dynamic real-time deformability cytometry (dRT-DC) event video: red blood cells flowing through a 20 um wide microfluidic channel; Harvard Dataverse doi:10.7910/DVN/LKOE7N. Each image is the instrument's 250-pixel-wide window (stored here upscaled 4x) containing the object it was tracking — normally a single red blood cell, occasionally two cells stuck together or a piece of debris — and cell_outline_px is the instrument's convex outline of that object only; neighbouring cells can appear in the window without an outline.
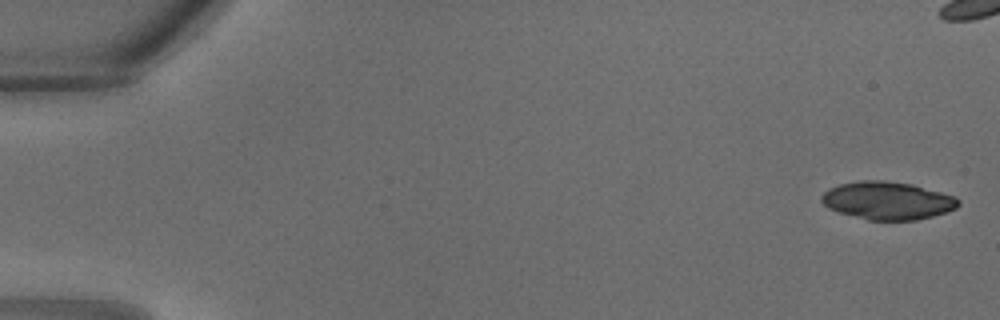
{"species": "common noctule bat (a hibernating species)", "species_latin": "Nyctalus noctula", "temperature_condition": "warm", "stored_images_in_passage": 11, "camera_frame_rate_fps": 3000, "um_per_image_px": 0.085, "animal": {"sex": "male", "body_mass_g": 18.8}, "frame": {"image": 1, "passage_image": 1, "time_ms": 0.0, "image_size_px": [1000, 320], "cell_outline_px": [[960, 204], [956, 208], [932, 216], [916, 220], [868, 220], [840, 212], [828, 208], [820, 200], [820, 196], [828, 188], [840, 184], [860, 180], [884, 180], [912, 184], [956, 196], [960, 200]], "centroid_in_image_um": [75.43, 17.04], "position_along_channel_um": 9.6, "area_um2": 30.23}}